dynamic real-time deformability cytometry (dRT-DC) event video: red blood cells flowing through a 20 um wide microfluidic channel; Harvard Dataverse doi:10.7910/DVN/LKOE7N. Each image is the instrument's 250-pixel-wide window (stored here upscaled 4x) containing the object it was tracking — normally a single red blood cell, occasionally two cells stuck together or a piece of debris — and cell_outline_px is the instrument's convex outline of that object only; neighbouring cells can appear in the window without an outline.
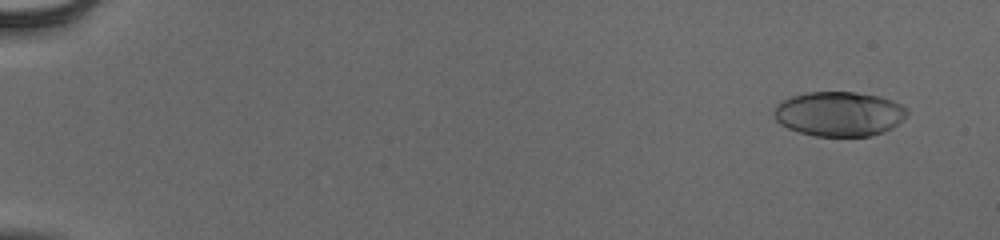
{"species": "human", "species_latin": "Homo sapiens", "temperature_condition": "cold", "stored_images_in_passage": 55, "camera_frame_rate_fps": 3000, "um_per_image_px": 0.085, "donor": {"sex": "male"}, "frame": {"image": 1, "passage_image": 4, "time_ms": 1.0, "image_size_px": [1000, 240], "cell_outline_px": [[908, 112], [892, 128], [884, 132], [872, 136], [812, 136], [788, 128], [780, 124], [776, 120], [772, 112], [776, 104], [792, 96], [808, 92], [856, 92], [880, 96], [892, 100], [908, 108]], "centroid_in_image_um": [71.31, 9.68], "position_along_channel_um": 13.7, "area_um2": 34.74}}
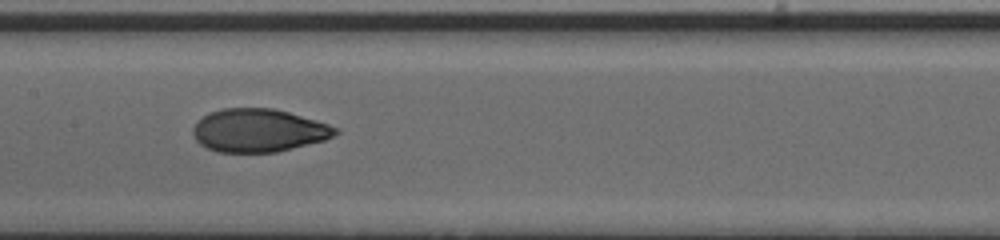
{"frame": {"image": 2, "passage_image": 30, "time_ms": 9.667, "image_size_px": [1000, 240], "cell_outline_px": [[340, 132], [324, 140], [276, 152], [216, 152], [200, 144], [196, 140], [192, 132], [192, 128], [196, 120], [208, 112], [220, 108], [272, 108], [288, 112], [328, 124], [340, 128]], "centroid_in_image_um": [21.94, 11.08], "position_along_channel_um": 185.5, "area_um2": 35.89}}
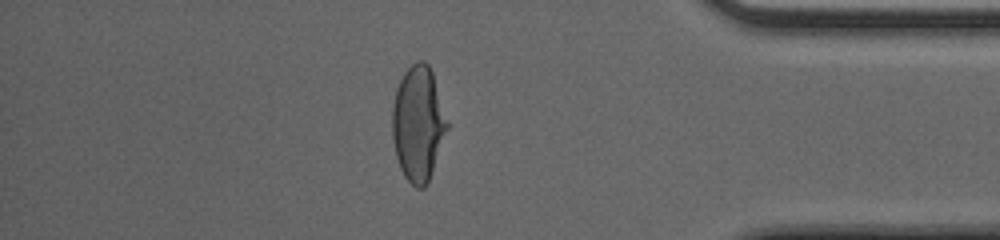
{"frame": {"image": 3, "passage_image": 48, "time_ms": 15.667, "image_size_px": [1000, 240], "cell_outline_px": [[448, 128], [428, 184], [424, 188], [416, 188], [404, 176], [400, 168], [396, 156], [392, 136], [392, 108], [396, 88], [404, 72], [416, 60], [424, 60], [428, 64], [432, 72], [448, 124]], "centroid_in_image_um": [35.53, 10.52], "position_along_channel_um": 399.7, "area_um2": 36.7}, "authors_computed_cell_mechanics": {"area_um2": 35.8938, "velocity_mm_per_s": 3.968, "shape_relaxation_time_tau1_ms": 6.1814, "shape_relaxation_time_tau2_ms": 0.8242, "deformation_change_tau1": 0.2367, "deformation_change_tau2": 0.0528}}